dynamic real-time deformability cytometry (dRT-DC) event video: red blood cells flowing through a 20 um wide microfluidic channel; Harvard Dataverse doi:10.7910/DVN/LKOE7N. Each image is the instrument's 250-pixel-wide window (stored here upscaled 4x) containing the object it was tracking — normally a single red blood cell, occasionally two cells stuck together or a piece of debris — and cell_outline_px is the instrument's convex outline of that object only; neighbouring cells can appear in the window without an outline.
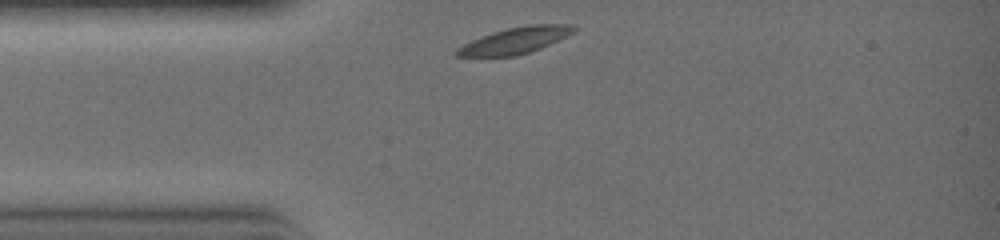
{"species": "common noctule bat (a hibernating species)", "species_latin": "Nyctalus noctula", "temperature_condition": "warm", "stored_images_in_passage": 14, "camera_frame_rate_fps": 3000, "um_per_image_px": 0.085, "animal": {"sex": "female", "body_mass_g": 19.0, "forearm_length_mm": 51.5}, "frame": {"image": 1, "passage_image": 1, "time_ms": 0.0, "image_size_px": [1000, 240], "cell_outline_px": [[580, 28], [540, 48], [516, 56], [456, 56], [452, 52], [456, 48], [472, 40], [492, 32], [508, 28], [528, 24], [568, 24]], "centroid_in_image_um": [43.74, 3.43], "position_along_channel_um": 41.3, "area_um2": 17.69}}
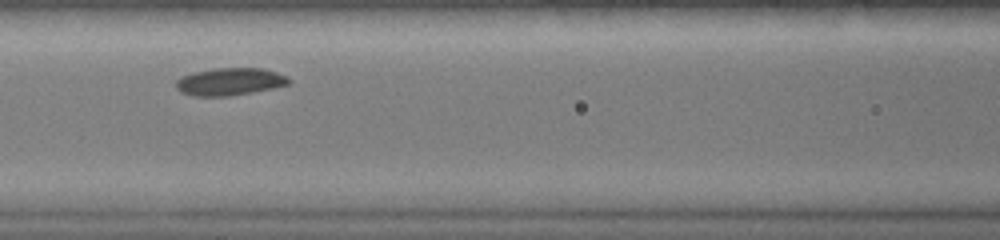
{"frame": {"image": 2, "passage_image": 7, "time_ms": 2.0, "image_size_px": [1000, 240], "cell_outline_px": [[292, 80], [288, 84], [272, 88], [252, 92], [228, 96], [196, 96], [180, 92], [176, 88], [176, 80], [180, 76], [192, 72], [212, 68], [264, 68], [288, 76]], "centroid_in_image_um": [19.51, 6.93], "position_along_channel_um": 147.1, "area_um2": 18.21}}